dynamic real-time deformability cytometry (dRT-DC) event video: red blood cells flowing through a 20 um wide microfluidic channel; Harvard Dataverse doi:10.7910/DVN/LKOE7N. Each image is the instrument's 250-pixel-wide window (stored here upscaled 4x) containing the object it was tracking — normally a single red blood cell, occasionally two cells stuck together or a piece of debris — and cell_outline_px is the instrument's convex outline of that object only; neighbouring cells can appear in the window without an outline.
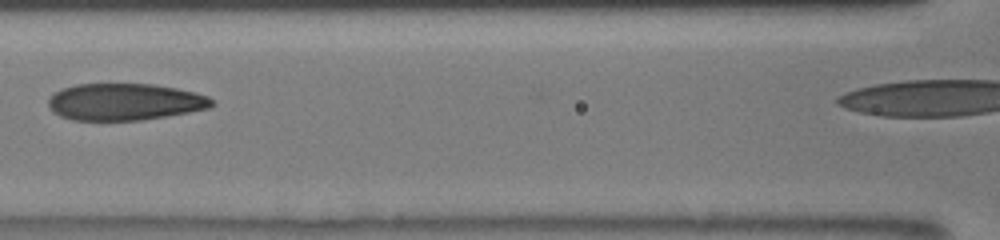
{"species": "human", "species_latin": "Homo sapiens", "temperature_condition": "room temperature", "stored_images_in_passage": 33, "camera_frame_rate_fps": 3000, "um_per_image_px": 0.085, "donor": {"sex": "male"}, "frame": {"image": 1, "passage_image": 14, "time_ms": 6.333, "image_size_px": [1000, 240], "cell_outline_px": [[216, 104], [208, 108], [168, 116], [140, 120], [72, 120], [60, 116], [52, 112], [48, 108], [48, 100], [52, 92], [76, 84], [152, 84], [176, 88], [208, 96]], "centroid_in_image_um": [10.56, 8.66], "position_along_channel_um": 156.0, "area_um2": 35.2}}
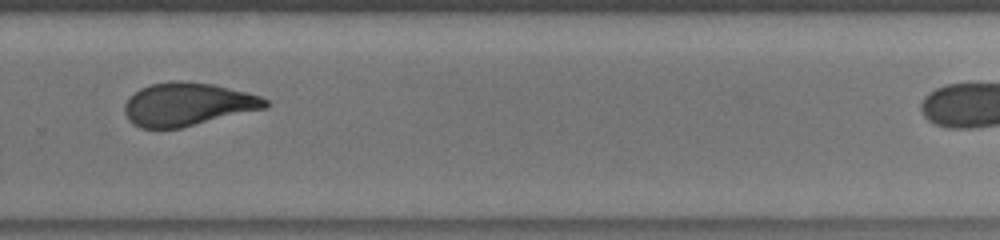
{"frame": {"image": 2, "passage_image": 25, "time_ms": 10.333, "image_size_px": [1000, 240], "cell_outline_px": [[268, 108], [180, 128], [140, 128], [132, 124], [128, 120], [124, 112], [124, 104], [140, 88], [152, 84], [172, 80], [180, 80], [212, 84], [248, 92], [260, 96], [268, 100]], "centroid_in_image_um": [15.96, 8.87], "position_along_channel_um": 313.8, "area_um2": 35.49}}
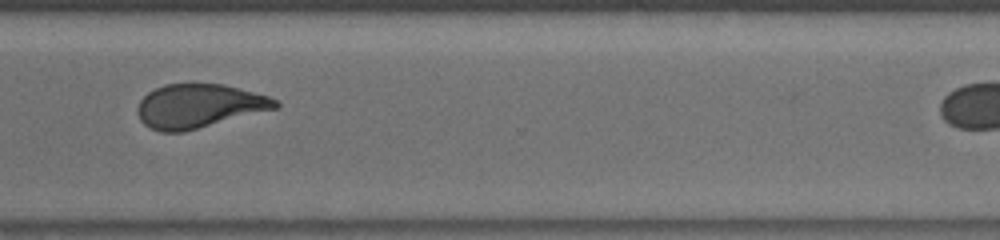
{"frame": {"image": 3, "passage_image": 27, "time_ms": 11.333, "image_size_px": [1000, 240], "cell_outline_px": [[280, 108], [184, 132], [160, 132], [148, 128], [140, 120], [136, 112], [136, 108], [140, 100], [148, 92], [164, 84], [192, 80], [224, 84], [268, 96], [276, 100], [280, 104]], "centroid_in_image_um": [16.89, 8.98], "position_along_channel_um": 353.7, "area_um2": 36.41}, "authors_computed_cell_mechanics": {"area_um2": 36.6452, "velocity_mm_per_s": 3.9542, "shape_relaxation_time_tau1_ms": null, "shape_relaxation_time_tau2_ms": 2.7548, "deformation_change_tau1": null, "deformation_change_tau2": 0.0676}}